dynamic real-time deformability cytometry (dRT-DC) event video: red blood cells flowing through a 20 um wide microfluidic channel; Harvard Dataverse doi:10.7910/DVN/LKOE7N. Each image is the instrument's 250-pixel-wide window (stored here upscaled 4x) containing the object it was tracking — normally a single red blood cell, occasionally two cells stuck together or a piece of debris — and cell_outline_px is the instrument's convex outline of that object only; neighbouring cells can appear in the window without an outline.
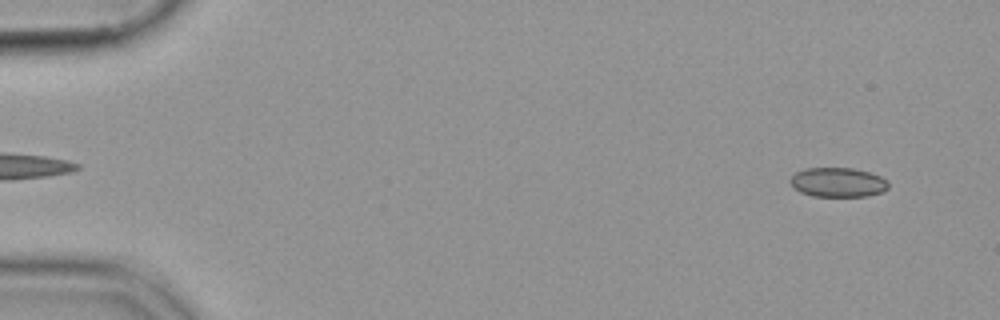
{"species": "common noctule bat (a hibernating species)", "species_latin": "Nyctalus noctula", "temperature_condition": "cold", "stored_images_in_passage": 12, "camera_frame_rate_fps": 3000, "um_per_image_px": 0.085, "animal": {"sex": "female", "body_mass_g": 19.9}, "frame": {"image": 1, "passage_image": 4, "time_ms": 1.0, "image_size_px": [1000, 320], "cell_outline_px": [[888, 188], [884, 192], [868, 196], [812, 196], [800, 192], [792, 188], [788, 180], [796, 172], [804, 168], [852, 168], [868, 172], [880, 176], [888, 180]], "centroid_in_image_um": [71.2, 15.5], "position_along_channel_um": 13.8, "area_um2": 17.05}}